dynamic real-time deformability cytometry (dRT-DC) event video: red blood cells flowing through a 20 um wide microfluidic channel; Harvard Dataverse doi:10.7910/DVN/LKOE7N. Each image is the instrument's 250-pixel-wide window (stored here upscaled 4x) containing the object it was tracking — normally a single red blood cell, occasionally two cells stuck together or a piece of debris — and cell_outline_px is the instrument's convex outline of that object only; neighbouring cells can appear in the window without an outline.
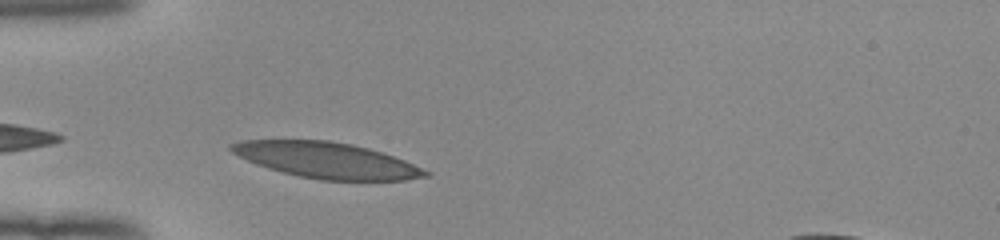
{"species": "human", "species_latin": "Homo sapiens", "temperature_condition": "room temperature", "stored_images_in_passage": 28, "camera_frame_rate_fps": 3000, "um_per_image_px": 0.085, "donor": {"sex": "female"}, "frame": {"image": 1, "passage_image": 2, "time_ms": 0.333, "image_size_px": [1000, 240], "cell_outline_px": [[432, 172], [428, 176], [404, 180], [320, 180], [300, 176], [268, 168], [256, 164], [232, 152], [228, 148], [228, 144], [240, 140], [328, 140], [352, 144], [368, 148], [404, 160]], "centroid_in_image_um": [27.75, 13.61], "position_along_channel_um": 57.2, "area_um2": 40.29}}
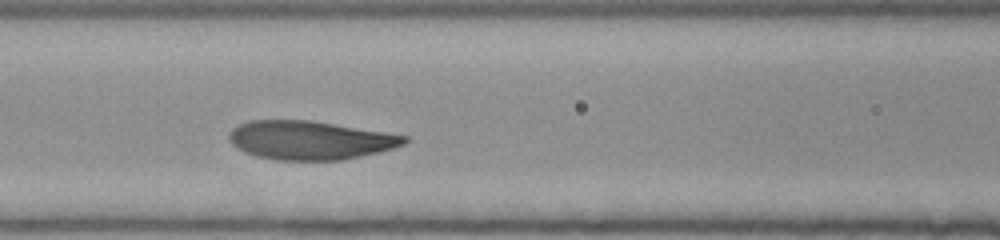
{"frame": {"image": 2, "passage_image": 9, "time_ms": 2.667, "image_size_px": [1000, 240], "cell_outline_px": [[408, 140], [404, 144], [392, 148], [344, 160], [276, 160], [256, 156], [244, 152], [236, 148], [232, 144], [228, 136], [232, 128], [248, 120], [312, 120], [388, 132], [408, 136]], "centroid_in_image_um": [26.34, 11.91], "position_along_channel_um": 140.3, "area_um2": 39.71}}
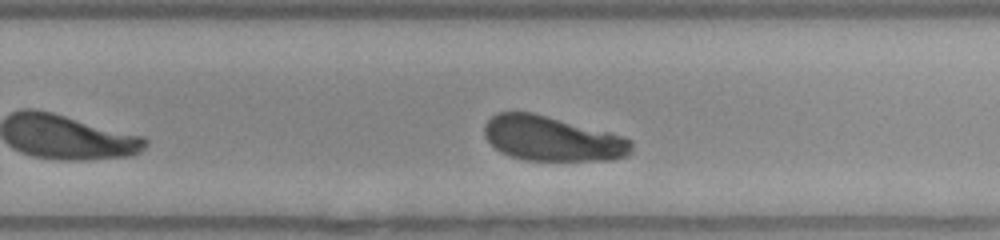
{"frame": {"image": 3, "passage_image": 20, "time_ms": 6.333, "image_size_px": [1000, 240], "cell_outline_px": [[632, 152], [628, 156], [608, 160], [528, 160], [512, 156], [500, 152], [484, 136], [484, 124], [496, 112], [532, 112], [624, 136], [632, 140]], "centroid_in_image_um": [46.94, 11.78], "position_along_channel_um": 282.9, "area_um2": 38.26}, "authors_computed_cell_mechanics": {"area_um2": 39.9687, "velocity_mm_per_s": 3.9144, "shape_relaxation_time_tau1_ms": 3.9807, "shape_relaxation_time_tau2_ms": null, "deformation_change_tau1": 0.1892, "deformation_change_tau2": null}}